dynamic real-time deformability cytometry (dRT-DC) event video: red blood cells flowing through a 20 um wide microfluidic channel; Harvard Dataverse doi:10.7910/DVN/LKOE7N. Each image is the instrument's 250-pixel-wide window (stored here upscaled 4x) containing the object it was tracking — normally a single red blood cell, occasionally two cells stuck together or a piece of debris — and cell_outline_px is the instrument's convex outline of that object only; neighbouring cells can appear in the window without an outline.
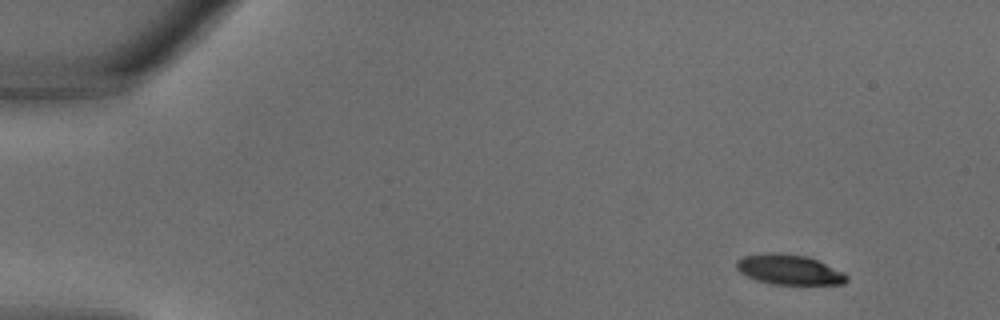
{"species": "common noctule bat (a hibernating species)", "species_latin": "Nyctalus noctula", "temperature_condition": "warm", "stored_images_in_passage": 33, "segment_of_instrument_passage": [1, 2], "camera_frame_rate_fps": 3000, "um_per_image_px": 0.085, "animal": {"sex": "male", "body_mass_g": 18.8}, "frame": {"image": 1, "passage_image": 1, "time_ms": 0.0, "image_size_px": [1000, 320], "cell_outline_px": [[848, 280], [844, 284], [772, 284], [756, 280], [744, 276], [736, 268], [736, 260], [744, 256], [768, 252], [780, 252], [808, 256], [844, 272], [848, 276]], "centroid_in_image_um": [67.05, 22.91], "position_along_channel_um": 17.9, "area_um2": 19.54}}
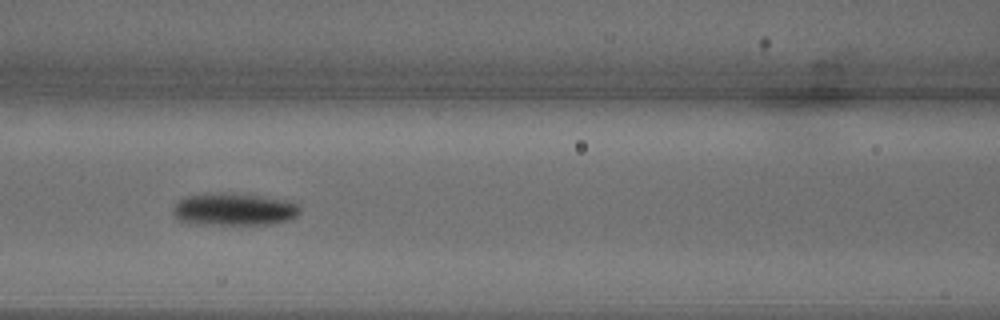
{"frame": {"image": 2, "passage_image": 13, "time_ms": 4.0, "image_size_px": [1000, 320], "cell_outline_px": [[300, 212], [296, 216], [288, 220], [272, 224], [188, 224], [180, 220], [172, 212], [172, 208], [176, 200], [184, 196], [220, 192], [224, 192], [264, 196], [292, 200], [300, 208]], "centroid_in_image_um": [19.87, 17.78], "position_along_channel_um": 146.7, "area_um2": 24.45}}
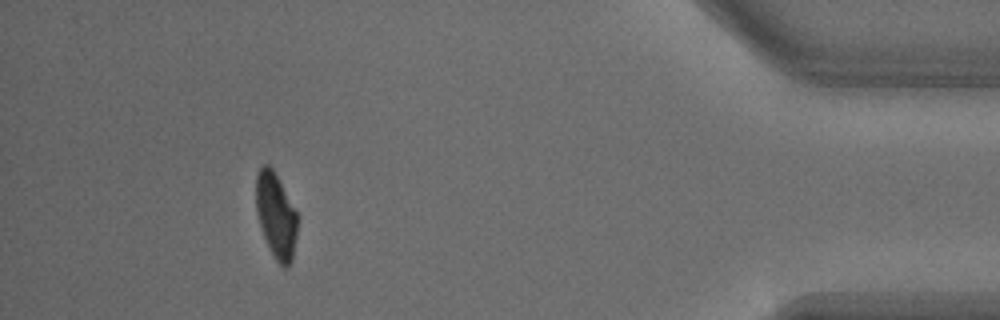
{"frame": {"image": 3, "passage_image": 29, "time_ms": 9.333, "image_size_px": [1000, 320], "cell_outline_px": [[296, 236], [292, 260], [288, 268], [284, 268], [276, 260], [264, 236], [256, 212], [256, 176], [260, 168], [264, 164], [268, 164], [272, 168], [296, 212]], "centroid_in_image_um": [23.44, 18.33], "position_along_channel_um": 411.8, "area_um2": 20.0}}